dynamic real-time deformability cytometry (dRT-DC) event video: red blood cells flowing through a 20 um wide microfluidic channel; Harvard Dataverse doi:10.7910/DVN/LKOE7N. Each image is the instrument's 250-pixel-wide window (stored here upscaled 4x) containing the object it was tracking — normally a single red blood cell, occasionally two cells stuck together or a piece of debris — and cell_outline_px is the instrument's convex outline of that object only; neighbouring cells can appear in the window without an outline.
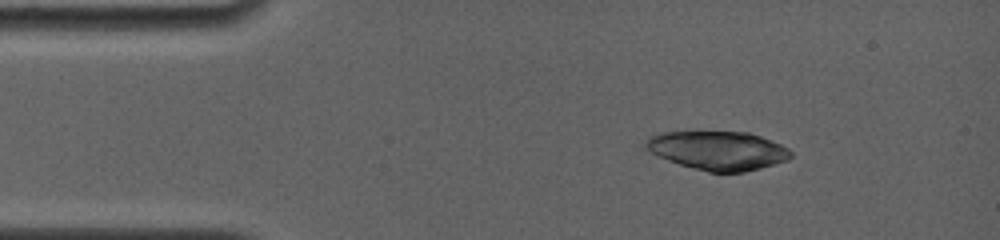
{"species": "common noctule bat (a hibernating species)", "species_latin": "Nyctalus noctula", "temperature_condition": "room temperature", "stored_images_in_passage": 8, "camera_frame_rate_fps": 4000, "um_per_image_px": 0.085, "animal": {"sex": "female", "body_mass_g": 19.0, "forearm_length_mm": 56.7}, "frame": {"image": 1, "passage_image": 2, "time_ms": 0.25, "image_size_px": [1000, 240], "cell_outline_px": [[792, 156], [788, 160], [776, 164], [744, 172], [708, 172], [692, 168], [656, 156], [644, 148], [644, 144], [648, 136], [664, 132], [748, 132], [760, 136], [780, 144], [788, 148], [792, 152]], "centroid_in_image_um": [61.01, 12.8], "position_along_channel_um": 24.0, "area_um2": 32.89}}